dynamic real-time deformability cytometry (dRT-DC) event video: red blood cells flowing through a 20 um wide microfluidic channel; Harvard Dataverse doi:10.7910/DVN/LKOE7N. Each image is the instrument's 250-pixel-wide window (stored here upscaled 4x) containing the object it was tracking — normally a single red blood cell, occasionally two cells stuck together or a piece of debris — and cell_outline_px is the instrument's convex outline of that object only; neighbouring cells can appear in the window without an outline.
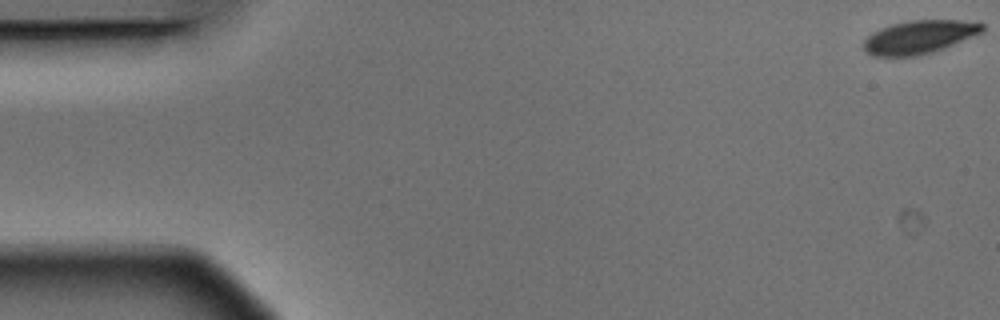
{"species": "Egyptian fruit bat (a non-hibernating species)", "species_latin": "Rousettus aegyptiacus", "temperature_condition": "warm", "stored_images_in_passage": 5, "camera_frame_rate_fps": 3000, "um_per_image_px": 0.085, "animal": {"sex": "male"}, "frame": {"image": 1, "passage_image": 1, "time_ms": 0.0, "image_size_px": [1000, 320], "cell_outline_px": [[984, 32], [944, 48], [932, 52], [916, 56], [872, 56], [864, 52], [864, 40], [872, 32], [892, 24], [912, 20], [960, 20], [984, 24]], "centroid_in_image_um": [78.13, 3.15], "position_along_channel_um": 6.9, "area_um2": 23.0}}
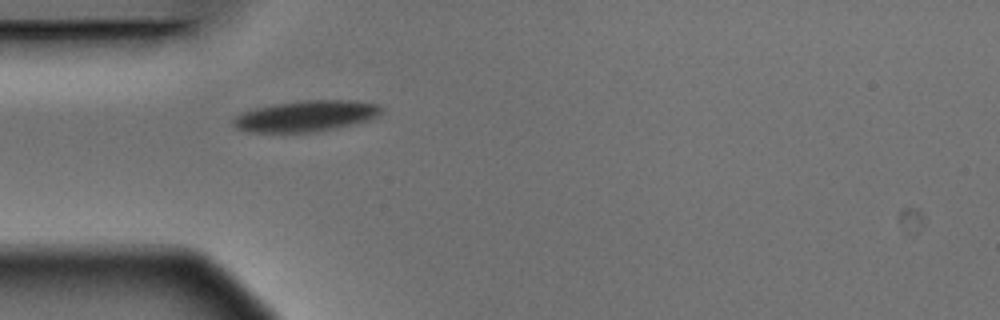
{"frame": {"image": 2, "passage_image": 5, "time_ms": 1.333, "image_size_px": [1000, 320], "cell_outline_px": [[384, 108], [376, 116], [368, 120], [336, 128], [316, 132], [248, 132], [236, 128], [232, 124], [232, 120], [240, 112], [256, 108], [276, 104], [304, 100], [356, 100], [380, 104]], "centroid_in_image_um": [26.01, 9.86], "position_along_channel_um": 59.0, "area_um2": 26.82}}